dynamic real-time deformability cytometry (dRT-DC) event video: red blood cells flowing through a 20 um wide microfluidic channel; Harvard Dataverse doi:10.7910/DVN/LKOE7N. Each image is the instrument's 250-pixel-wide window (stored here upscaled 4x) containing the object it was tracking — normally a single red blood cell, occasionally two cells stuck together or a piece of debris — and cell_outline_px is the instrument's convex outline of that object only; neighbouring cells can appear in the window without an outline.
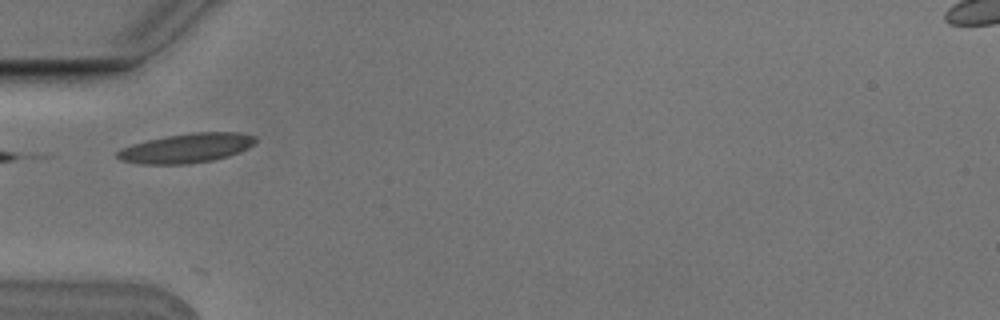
{"species": "Egyptian fruit bat (a non-hibernating species)", "species_latin": "Rousettus aegyptiacus", "temperature_condition": "cold", "stored_images_in_passage": 6, "camera_frame_rate_fps": 3000, "um_per_image_px": 0.085, "animal": {"sex": "male"}, "frame": {"image": 1, "passage_image": 5, "time_ms": 1.333, "image_size_px": [1000, 320], "cell_outline_px": [[256, 140], [248, 148], [240, 152], [228, 156], [212, 160], [188, 164], [140, 164], [120, 160], [116, 156], [116, 152], [120, 148], [132, 144], [148, 140], [168, 136], [192, 132], [240, 132], [256, 136]], "centroid_in_image_um": [15.84, 12.59], "position_along_channel_um": 69.2, "area_um2": 23.7}}